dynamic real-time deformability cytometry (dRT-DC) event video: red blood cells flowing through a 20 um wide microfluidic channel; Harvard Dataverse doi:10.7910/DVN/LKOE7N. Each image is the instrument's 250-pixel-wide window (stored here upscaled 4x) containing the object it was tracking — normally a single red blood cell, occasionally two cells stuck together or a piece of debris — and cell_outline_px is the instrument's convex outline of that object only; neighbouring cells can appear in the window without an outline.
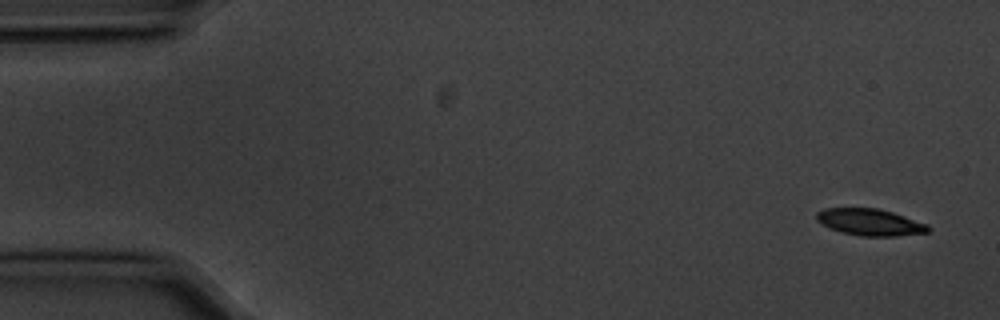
{"species": "common noctule bat (a hibernating species)", "species_latin": "Nyctalus noctula", "temperature_condition": "cold", "stored_images_in_passage": 5, "segment_of_instrument_passage": [1, 2], "camera_frame_rate_fps": 3000, "um_per_image_px": 0.085, "animal": {"sex": "male", "body_mass_g": 20.1, "forearm_length_mm": 53.5}, "frame": {"image": 1, "passage_image": 1, "time_ms": 0.0, "image_size_px": [1000, 320], "cell_outline_px": [[932, 228], [928, 232], [896, 236], [860, 236], [840, 232], [828, 228], [820, 224], [816, 220], [816, 212], [824, 208], [876, 208], [892, 212], [928, 224]], "centroid_in_image_um": [73.91, 18.89], "position_along_channel_um": 11.1, "area_um2": 17.57}}